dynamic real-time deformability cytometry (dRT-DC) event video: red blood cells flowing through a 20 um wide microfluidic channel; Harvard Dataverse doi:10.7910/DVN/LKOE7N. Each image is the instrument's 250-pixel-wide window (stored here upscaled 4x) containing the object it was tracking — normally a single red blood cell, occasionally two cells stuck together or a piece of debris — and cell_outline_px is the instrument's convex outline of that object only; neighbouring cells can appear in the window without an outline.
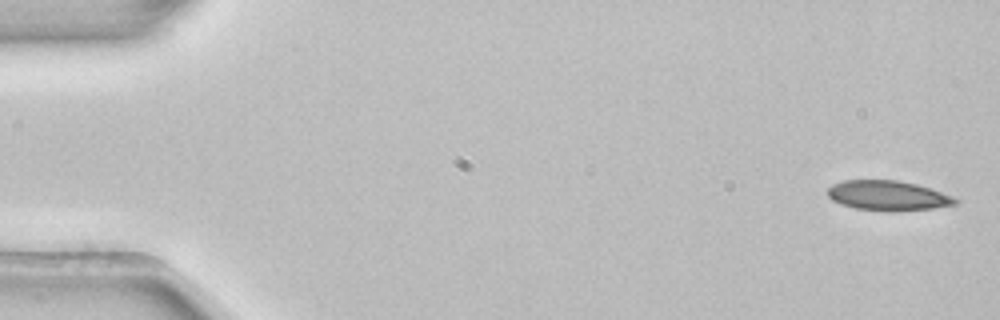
{"species": "common noctule bat (a hibernating species)", "species_latin": "Nyctalus noctula", "temperature_condition": "room temperature", "stored_images_in_passage": 5, "camera_frame_rate_fps": 3000, "um_per_image_px": 0.085, "animal": {"sex": "female", "body_mass_g": 22.7, "forearm_length_mm": 54.2}, "frame": {"image": 1, "passage_image": 1, "time_ms": 0.0, "image_size_px": [1000, 320], "cell_outline_px": [[960, 204], [932, 208], [856, 208], [840, 204], [832, 200], [828, 196], [828, 188], [832, 184], [844, 180], [900, 180], [916, 184], [952, 196], [960, 200]], "centroid_in_image_um": [75.45, 16.57], "position_along_channel_um": 9.5, "area_um2": 21.21}}
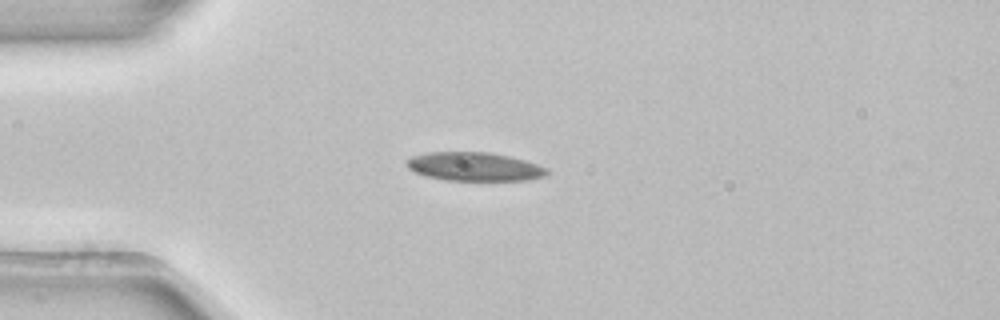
{"frame": {"image": 2, "passage_image": 4, "time_ms": 1.0, "image_size_px": [1000, 320], "cell_outline_px": [[548, 172], [544, 176], [528, 180], [444, 180], [428, 176], [416, 172], [408, 168], [408, 160], [412, 156], [428, 152], [488, 152], [508, 156], [524, 160], [548, 168]], "centroid_in_image_um": [40.34, 14.16], "position_along_channel_um": 44.7, "area_um2": 23.12}}
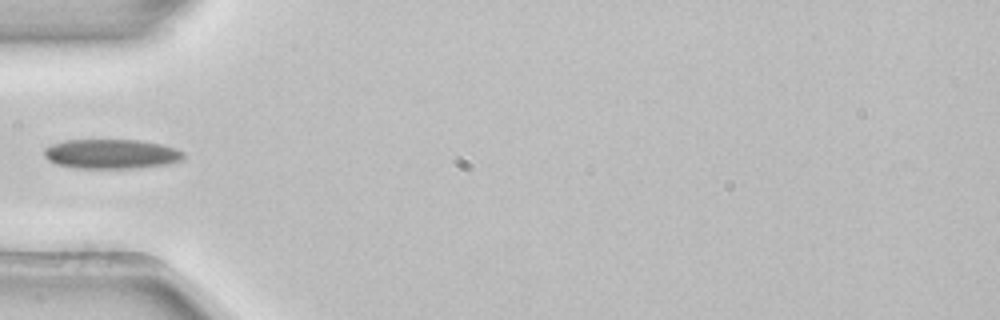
{"frame": {"image": 3, "passage_image": 5, "time_ms": 1.333, "image_size_px": [1000, 320], "cell_outline_px": [[184, 160], [164, 164], [136, 168], [76, 168], [56, 164], [48, 160], [44, 156], [44, 148], [52, 144], [64, 140], [140, 140], [160, 144], [176, 148], [184, 152]], "centroid_in_image_um": [9.45, 13.08], "position_along_channel_um": 75.6, "area_um2": 24.04}}